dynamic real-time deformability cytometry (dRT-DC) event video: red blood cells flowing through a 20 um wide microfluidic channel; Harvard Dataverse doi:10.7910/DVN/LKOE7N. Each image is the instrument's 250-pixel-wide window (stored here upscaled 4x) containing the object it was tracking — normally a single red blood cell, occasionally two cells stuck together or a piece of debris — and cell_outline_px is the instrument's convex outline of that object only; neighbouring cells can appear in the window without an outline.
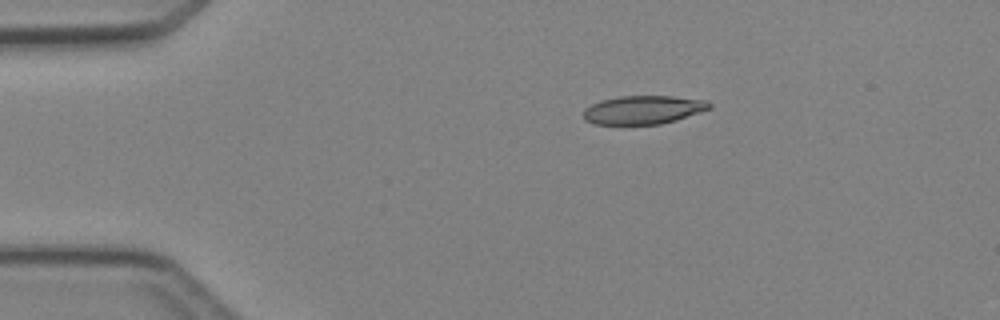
{"species": "Egyptian fruit bat (a non-hibernating species)", "species_latin": "Rousettus aegyptiacus", "temperature_condition": "cold", "stored_images_in_passage": 4, "camera_frame_rate_fps": 3000, "um_per_image_px": 0.085, "animal": {"sex": "female"}, "frame": {"image": 1, "passage_image": 2, "time_ms": 1.333, "image_size_px": [1000, 320], "cell_outline_px": [[712, 108], [676, 120], [660, 124], [592, 124], [584, 120], [584, 108], [600, 100], [620, 96], [672, 96], [704, 100], [712, 104]], "centroid_in_image_um": [54.66, 9.33], "position_along_channel_um": 30.3, "area_um2": 20.92}}
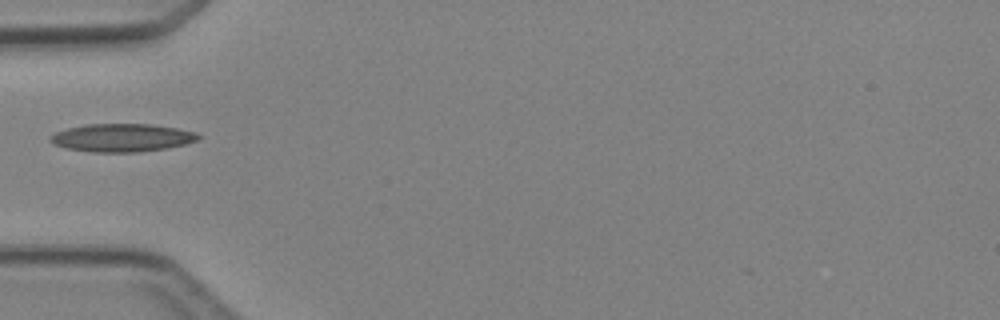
{"frame": {"image": 2, "passage_image": 4, "time_ms": 3.667, "image_size_px": [1000, 320], "cell_outline_px": [[204, 136], [196, 140], [184, 144], [168, 148], [136, 152], [92, 152], [64, 148], [52, 144], [48, 140], [48, 136], [56, 132], [68, 128], [84, 124], [152, 124], [176, 128], [196, 132]], "centroid_in_image_um": [10.33, 11.7], "position_along_channel_um": 74.7, "area_um2": 24.39}}